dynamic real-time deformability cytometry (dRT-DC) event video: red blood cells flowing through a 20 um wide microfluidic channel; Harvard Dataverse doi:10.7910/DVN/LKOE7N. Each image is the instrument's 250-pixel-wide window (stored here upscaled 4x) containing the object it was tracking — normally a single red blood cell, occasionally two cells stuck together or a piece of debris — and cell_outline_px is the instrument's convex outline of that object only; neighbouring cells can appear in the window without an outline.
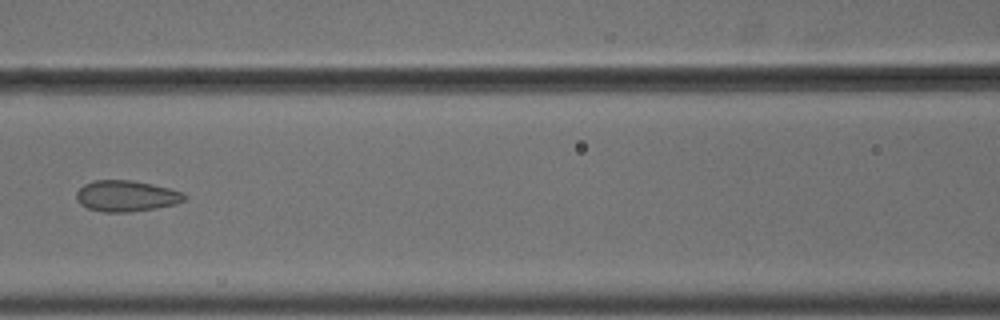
{"species": "common noctule bat (a hibernating species)", "species_latin": "Nyctalus noctula", "temperature_condition": "cold", "stored_images_in_passage": 10, "camera_frame_rate_fps": 3000, "um_per_image_px": 0.085, "animal": {"sex": "male", "body_mass_g": 18.8}, "frame": {"image": 1, "passage_image": 7, "time_ms": 2.0, "image_size_px": [1000, 320], "cell_outline_px": [[188, 196], [184, 200], [176, 204], [156, 208], [128, 212], [100, 212], [88, 208], [80, 204], [76, 200], [76, 192], [84, 184], [96, 180], [132, 180], [152, 184], [184, 192]], "centroid_in_image_um": [10.74, 16.66], "position_along_channel_um": 155.9, "area_um2": 19.65}}
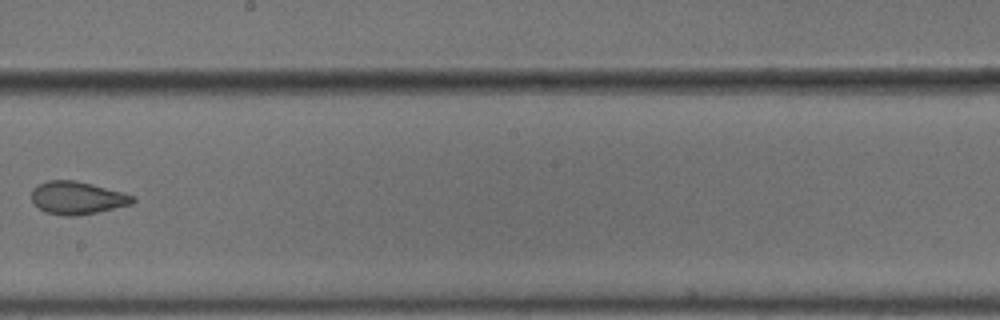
{"frame": {"image": 2, "passage_image": 9, "time_ms": 2.667, "image_size_px": [1000, 320], "cell_outline_px": [[136, 200], [132, 204], [96, 212], [76, 216], [64, 216], [44, 212], [32, 204], [32, 188], [36, 184], [48, 180], [76, 180], [92, 184], [120, 192], [132, 196]], "centroid_in_image_um": [6.48, 16.82], "position_along_channel_um": 241.7, "area_um2": 19.36}}
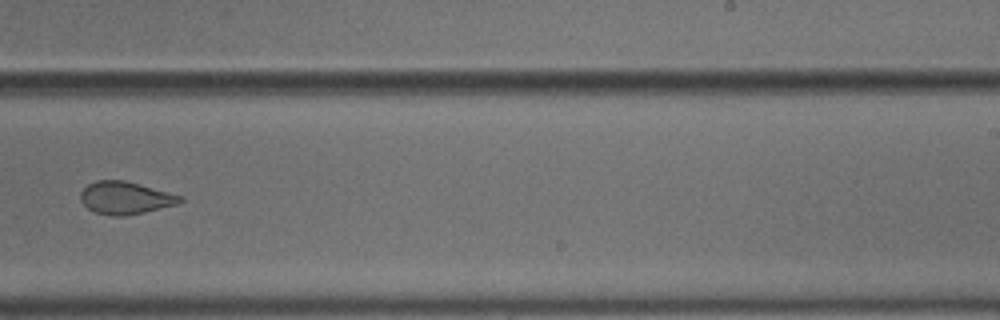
{"frame": {"image": 3, "passage_image": 10, "time_ms": 3.0, "image_size_px": [1000, 320], "cell_outline_px": [[184, 200], [180, 204], [144, 212], [124, 216], [116, 216], [96, 212], [88, 208], [80, 200], [80, 192], [88, 184], [96, 180], [124, 180], [184, 196]], "centroid_in_image_um": [10.69, 16.81], "position_along_channel_um": 278.3, "area_um2": 18.9}}